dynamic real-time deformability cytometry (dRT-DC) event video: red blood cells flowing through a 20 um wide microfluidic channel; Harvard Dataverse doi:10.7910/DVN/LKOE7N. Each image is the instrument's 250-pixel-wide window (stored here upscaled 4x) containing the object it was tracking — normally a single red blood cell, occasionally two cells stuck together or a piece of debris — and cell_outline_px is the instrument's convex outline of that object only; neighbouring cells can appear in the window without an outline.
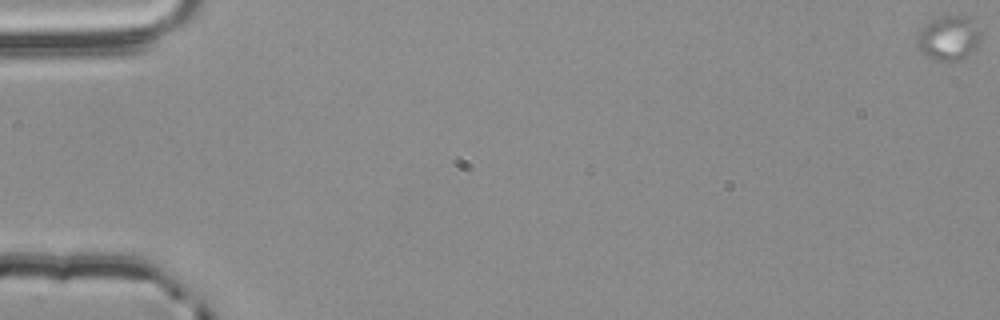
{"species": "common noctule bat (a hibernating species)", "species_latin": "Nyctalus noctula", "temperature_condition": "room temperature", "stored_images_in_passage": 15, "segment_of_instrument_passage": [1, 2], "camera_frame_rate_fps": 3000, "um_per_image_px": 0.085, "animal": {"sex": "male", "body_mass_g": 20.4}, "frame": {"image": 1, "passage_image": 1, "time_ms": 0.0, "image_size_px": [1000, 320], "cell_outline_px": [[980, 40], [976, 48], [968, 56], [960, 60], [936, 60], [928, 56], [916, 44], [916, 36], [920, 28], [932, 20], [940, 16], [972, 16], [980, 32]], "centroid_in_image_um": [80.66, 3.21], "position_along_channel_um": 4.3, "area_um2": 16.59}}